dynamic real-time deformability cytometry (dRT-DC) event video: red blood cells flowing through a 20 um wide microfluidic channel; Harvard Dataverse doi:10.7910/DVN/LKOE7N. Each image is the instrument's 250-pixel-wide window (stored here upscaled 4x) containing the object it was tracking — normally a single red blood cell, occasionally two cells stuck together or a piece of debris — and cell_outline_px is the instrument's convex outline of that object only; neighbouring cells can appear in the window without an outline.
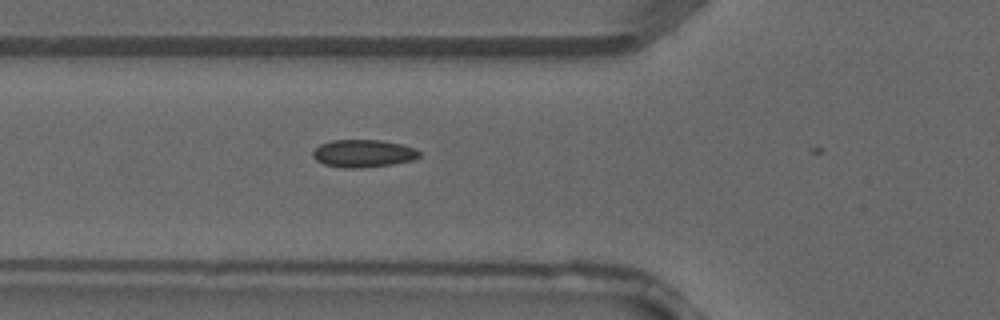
{"species": "common noctule bat (a hibernating species)", "species_latin": "Nyctalus noctula", "temperature_condition": "warm", "stored_images_in_passage": 4, "camera_frame_rate_fps": 3000, "um_per_image_px": 0.085, "animal": {"sex": "male", "forearm_length_mm": 52.5}, "frame": {"image": 1, "passage_image": 4, "time_ms": 1.0, "image_size_px": [1000, 320], "cell_outline_px": [[420, 156], [412, 160], [392, 164], [360, 168], [344, 168], [324, 164], [316, 160], [312, 156], [312, 152], [320, 144], [332, 140], [380, 140], [400, 144], [412, 148], [420, 152]], "centroid_in_image_um": [30.84, 13.04], "position_along_channel_um": 95.0, "area_um2": 16.99}}